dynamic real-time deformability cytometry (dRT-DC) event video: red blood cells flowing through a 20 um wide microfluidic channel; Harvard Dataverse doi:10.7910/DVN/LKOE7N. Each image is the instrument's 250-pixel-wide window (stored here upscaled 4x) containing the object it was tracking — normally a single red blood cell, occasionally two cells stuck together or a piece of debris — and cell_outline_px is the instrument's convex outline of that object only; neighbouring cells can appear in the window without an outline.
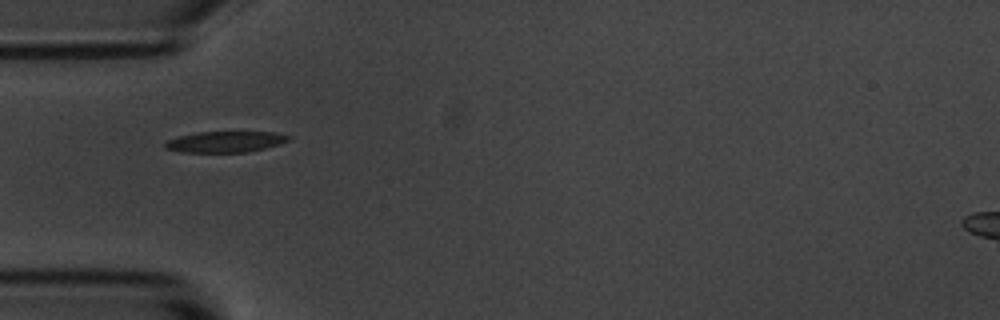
{"species": "common noctule bat (a hibernating species)", "species_latin": "Nyctalus noctula", "temperature_condition": "room temperature", "stored_images_in_passage": 5, "camera_frame_rate_fps": 3000, "um_per_image_px": 0.085, "animal": {"sex": "male", "body_mass_g": 20.1, "forearm_length_mm": 53.5}, "frame": {"image": 1, "passage_image": 1, "time_ms": 0.0, "image_size_px": [1000, 320], "cell_outline_px": [[292, 140], [280, 144], [248, 152], [180, 152], [164, 148], [164, 144], [168, 140], [180, 136], [196, 132], [276, 132], [292, 136]], "centroid_in_image_um": [19.2, 12.05], "position_along_channel_um": 65.8, "area_um2": 15.2}}
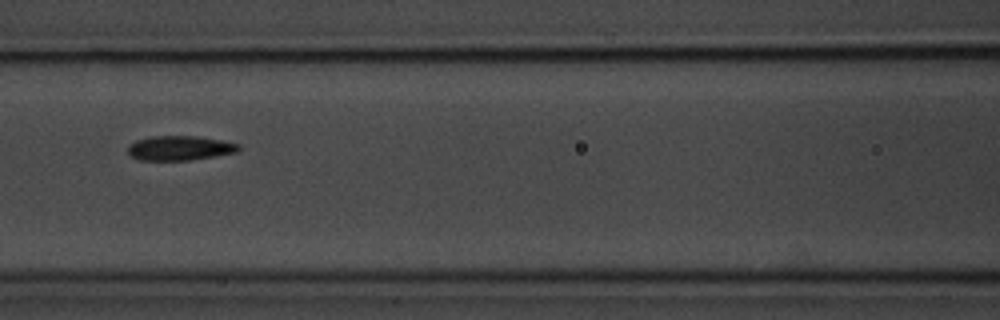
{"frame": {"image": 2, "passage_image": 3, "time_ms": 0.667, "image_size_px": [1000, 320], "cell_outline_px": [[240, 148], [236, 152], [216, 156], [188, 160], [140, 160], [132, 156], [128, 152], [128, 144], [136, 140], [148, 136], [196, 136], [224, 140], [240, 144]], "centroid_in_image_um": [15.28, 12.57], "position_along_channel_um": 151.3, "area_um2": 15.95}}
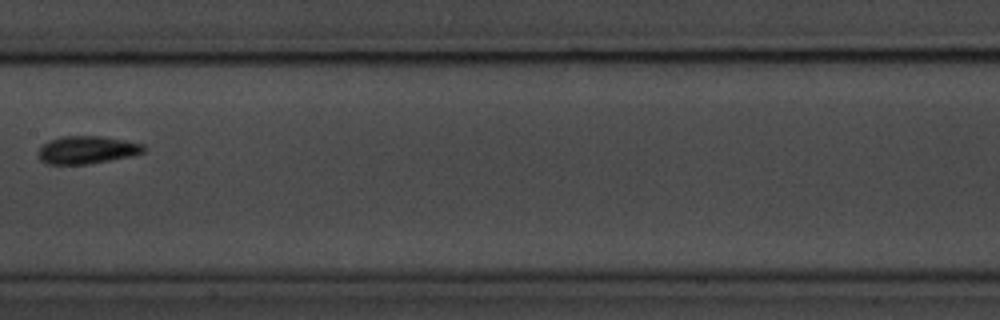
{"frame": {"image": 3, "passage_image": 4, "time_ms": 1.0, "image_size_px": [1000, 320], "cell_outline_px": [[148, 148], [144, 152], [132, 156], [88, 164], [44, 164], [36, 156], [40, 148], [48, 140], [60, 136], [104, 136], [144, 144]], "centroid_in_image_um": [7.39, 12.74], "position_along_channel_um": 200.0, "area_um2": 17.34}}